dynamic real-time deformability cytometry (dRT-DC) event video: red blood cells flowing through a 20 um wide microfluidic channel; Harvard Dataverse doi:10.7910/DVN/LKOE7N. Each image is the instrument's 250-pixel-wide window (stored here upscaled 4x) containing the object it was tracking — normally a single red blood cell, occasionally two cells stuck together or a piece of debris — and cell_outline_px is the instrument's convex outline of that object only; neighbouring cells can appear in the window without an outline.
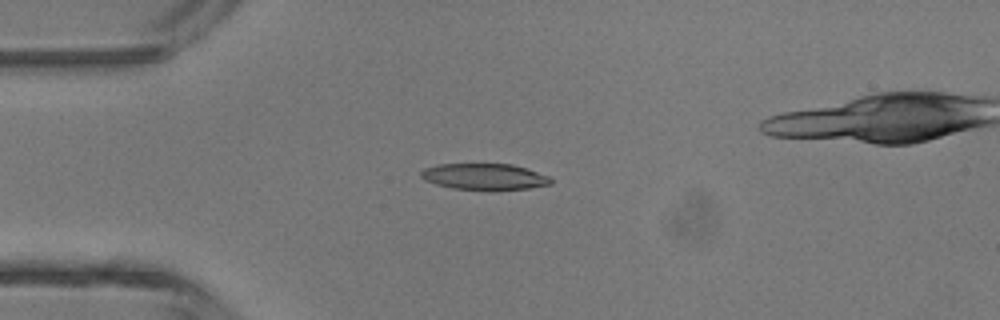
{"species": "common noctule bat (a hibernating species)", "species_latin": "Nyctalus noctula", "temperature_condition": "room temperature", "stored_images_in_passage": 27, "camera_frame_rate_fps": 3000, "um_per_image_px": 0.085, "animal": {"sex": "male", "body_mass_g": 13.3}, "frame": {"image": 1, "passage_image": 1, "time_ms": 0.0, "image_size_px": [1000, 320], "cell_outline_px": [[552, 184], [528, 188], [492, 192], [452, 188], [436, 184], [424, 180], [420, 176], [420, 172], [424, 168], [436, 164], [512, 164], [528, 168], [548, 176], [552, 180]], "centroid_in_image_um": [41.18, 15.04], "position_along_channel_um": 43.8, "area_um2": 20.46}}
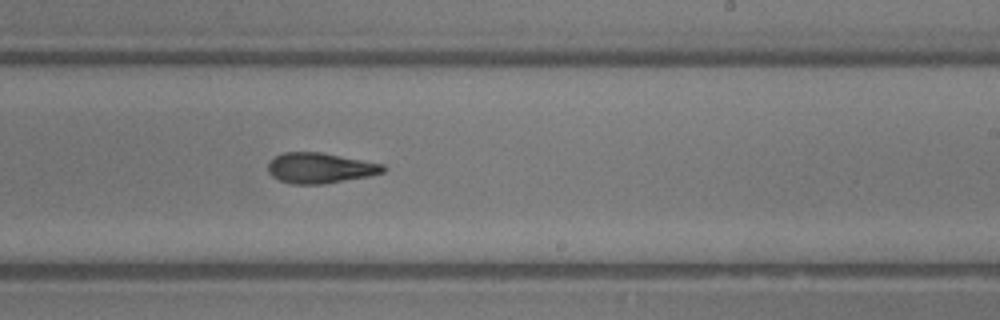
{"frame": {"image": 2, "passage_image": 17, "time_ms": 5.333, "image_size_px": [1000, 320], "cell_outline_px": [[384, 172], [368, 176], [324, 184], [292, 184], [280, 180], [272, 176], [268, 172], [268, 164], [276, 156], [284, 152], [320, 152], [384, 164]], "centroid_in_image_um": [27.19, 14.28], "position_along_channel_um": 261.8, "area_um2": 20.23}}
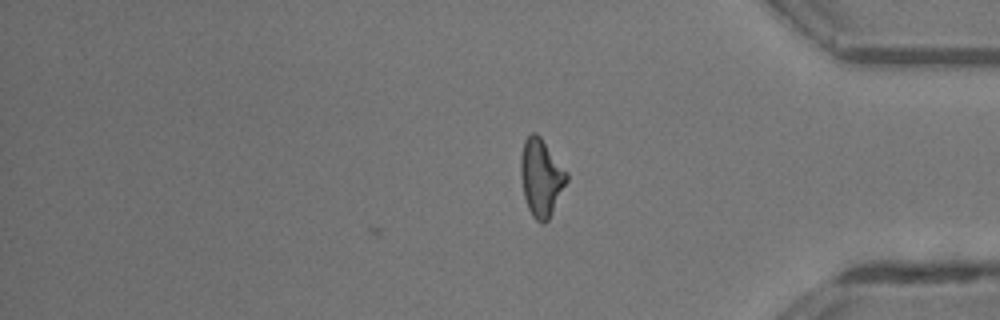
{"frame": {"image": 3, "passage_image": 27, "time_ms": 8.667, "image_size_px": [1000, 320], "cell_outline_px": [[568, 180], [548, 220], [544, 224], [540, 224], [532, 216], [528, 208], [524, 196], [520, 176], [520, 156], [524, 140], [532, 132], [536, 132], [540, 136], [568, 172]], "centroid_in_image_um": [45.99, 15.08], "position_along_channel_um": 389.2, "area_um2": 20.87}, "authors_computed_cell_mechanics": {"area_um2": 20.8658, "velocity_mm_per_s": 4.4618, "shape_relaxation_time_tau1_ms": 6.1559, "shape_relaxation_time_tau2_ms": 3.4027, "deformation_change_tau1": 0.1915, "deformation_change_tau2": 0.1429}}